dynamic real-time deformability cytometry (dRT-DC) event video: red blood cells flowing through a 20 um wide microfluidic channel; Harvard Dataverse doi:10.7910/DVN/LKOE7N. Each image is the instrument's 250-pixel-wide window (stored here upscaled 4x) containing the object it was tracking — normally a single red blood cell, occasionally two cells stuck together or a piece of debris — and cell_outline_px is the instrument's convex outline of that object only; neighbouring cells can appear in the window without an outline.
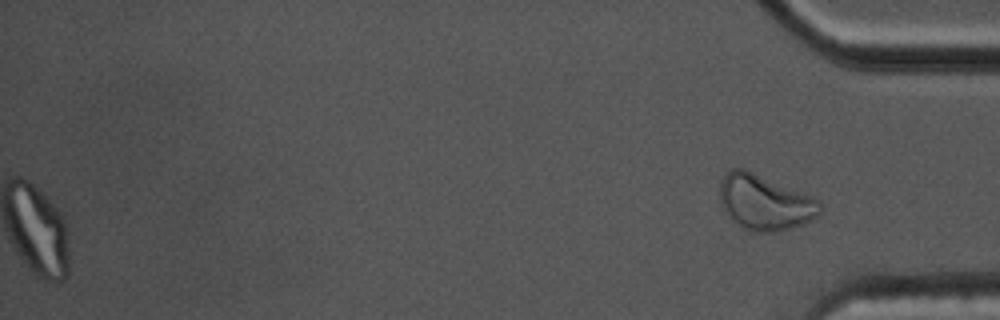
{"species": "common noctule bat (a hibernating species)", "species_latin": "Nyctalus noctula", "temperature_condition": "cold", "stored_images_in_passage": 52, "segment_of_instrument_passage": [2, 2], "camera_frame_rate_fps": 3000, "um_per_image_px": 0.085, "animal": {"sex": "male", "body_mass_g": 17.5, "forearm_length_mm": 52.3}, "frame": {"image": 1, "passage_image": 52, "time_ms": 17.0, "image_size_px": [1000, 320], "cell_outline_px": [[824, 208], [812, 220], [788, 228], [772, 232], [768, 232], [744, 228], [724, 208], [720, 196], [720, 180], [732, 168], [744, 168], [812, 196], [820, 200]], "centroid_in_image_um": [65.06, 17.16], "position_along_channel_um": 370.1, "area_um2": 31.5}}